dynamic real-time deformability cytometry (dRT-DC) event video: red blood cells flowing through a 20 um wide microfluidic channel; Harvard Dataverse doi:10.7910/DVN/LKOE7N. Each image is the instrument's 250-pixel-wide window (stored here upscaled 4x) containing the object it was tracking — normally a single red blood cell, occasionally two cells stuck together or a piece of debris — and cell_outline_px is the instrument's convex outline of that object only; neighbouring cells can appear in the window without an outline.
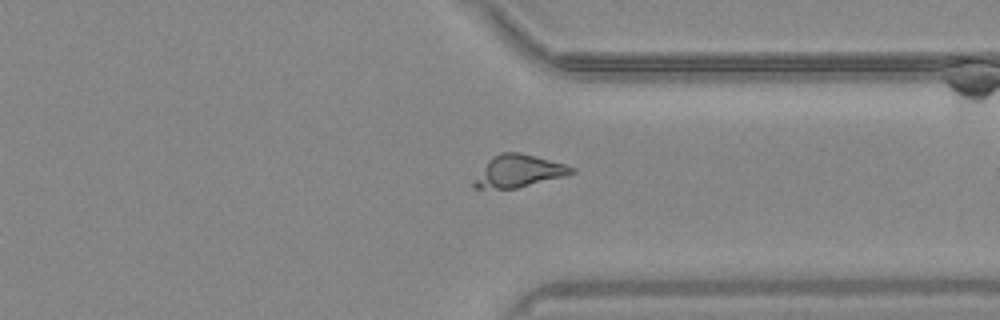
{"species": "common noctule bat (a hibernating species)", "species_latin": "Nyctalus noctula", "temperature_condition": "warm", "stored_images_in_passage": 38, "camera_frame_rate_fps": 3000, "um_per_image_px": 0.085, "animal": {"sex": "male", "body_mass_g": 20.4}, "frame": {"image": 1, "passage_image": 25, "time_ms": 8.0, "image_size_px": [1000, 320], "cell_outline_px": [[576, 172], [564, 176], [516, 188], [472, 188], [472, 184], [488, 160], [492, 156], [500, 152], [520, 152], [536, 156], [564, 164], [576, 168]], "centroid_in_image_um": [44.09, 14.53], "position_along_channel_um": 367.3, "area_um2": 18.09}}
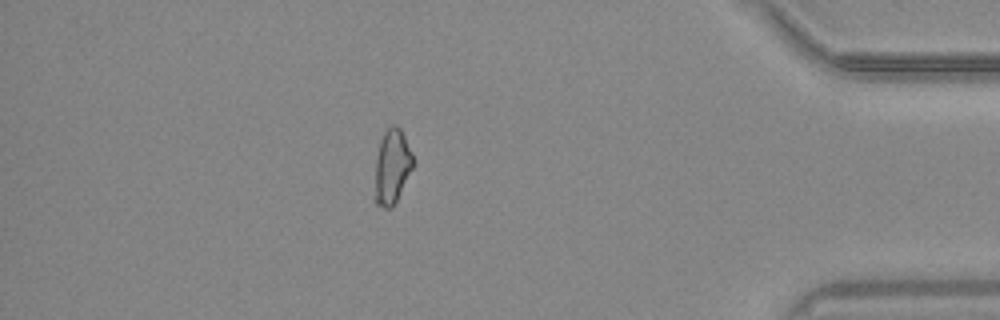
{"frame": {"image": 2, "passage_image": 31, "time_ms": 10.0, "image_size_px": [1000, 320], "cell_outline_px": [[416, 164], [392, 208], [384, 208], [376, 204], [372, 200], [376, 156], [380, 140], [384, 132], [392, 124], [396, 124], [400, 128], [412, 152]], "centroid_in_image_um": [33.3, 14.2], "position_along_channel_um": 401.9, "area_um2": 17.34}}